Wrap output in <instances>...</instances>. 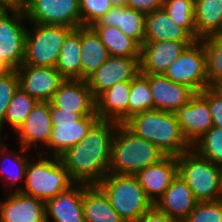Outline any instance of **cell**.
<instances>
[{
  "instance_id": "6da1fadb",
  "label": "cell",
  "mask_w": 222,
  "mask_h": 222,
  "mask_svg": "<svg viewBox=\"0 0 222 222\" xmlns=\"http://www.w3.org/2000/svg\"><path fill=\"white\" fill-rule=\"evenodd\" d=\"M118 124L99 119L81 142L60 156L76 184L98 185L109 173L112 141Z\"/></svg>"
},
{
  "instance_id": "7a4b0ae2",
  "label": "cell",
  "mask_w": 222,
  "mask_h": 222,
  "mask_svg": "<svg viewBox=\"0 0 222 222\" xmlns=\"http://www.w3.org/2000/svg\"><path fill=\"white\" fill-rule=\"evenodd\" d=\"M124 125L138 137L157 146L165 155L179 156L192 148L174 112L155 109L140 112L130 117Z\"/></svg>"
},
{
  "instance_id": "3957f363",
  "label": "cell",
  "mask_w": 222,
  "mask_h": 222,
  "mask_svg": "<svg viewBox=\"0 0 222 222\" xmlns=\"http://www.w3.org/2000/svg\"><path fill=\"white\" fill-rule=\"evenodd\" d=\"M165 156L157 146L138 137L124 124H118L112 141L109 173L136 175Z\"/></svg>"
},
{
  "instance_id": "277c9868",
  "label": "cell",
  "mask_w": 222,
  "mask_h": 222,
  "mask_svg": "<svg viewBox=\"0 0 222 222\" xmlns=\"http://www.w3.org/2000/svg\"><path fill=\"white\" fill-rule=\"evenodd\" d=\"M38 160L29 159L26 166L22 192L42 201L69 190L76 183L72 180L60 157L35 153Z\"/></svg>"
},
{
  "instance_id": "5b68a950",
  "label": "cell",
  "mask_w": 222,
  "mask_h": 222,
  "mask_svg": "<svg viewBox=\"0 0 222 222\" xmlns=\"http://www.w3.org/2000/svg\"><path fill=\"white\" fill-rule=\"evenodd\" d=\"M98 186L124 222L137 221L154 206L135 175L108 173Z\"/></svg>"
},
{
  "instance_id": "8992f818",
  "label": "cell",
  "mask_w": 222,
  "mask_h": 222,
  "mask_svg": "<svg viewBox=\"0 0 222 222\" xmlns=\"http://www.w3.org/2000/svg\"><path fill=\"white\" fill-rule=\"evenodd\" d=\"M177 163L178 174L187 183L198 202L222 199L218 164L202 157L192 148L177 156Z\"/></svg>"
},
{
  "instance_id": "52a82bcc",
  "label": "cell",
  "mask_w": 222,
  "mask_h": 222,
  "mask_svg": "<svg viewBox=\"0 0 222 222\" xmlns=\"http://www.w3.org/2000/svg\"><path fill=\"white\" fill-rule=\"evenodd\" d=\"M50 117L52 130L47 150L38 153L53 157H60L72 146L81 142L99 120L96 113H75L58 107H50Z\"/></svg>"
},
{
  "instance_id": "ba28073f",
  "label": "cell",
  "mask_w": 222,
  "mask_h": 222,
  "mask_svg": "<svg viewBox=\"0 0 222 222\" xmlns=\"http://www.w3.org/2000/svg\"><path fill=\"white\" fill-rule=\"evenodd\" d=\"M25 38V55L22 65L56 67L61 46L73 30L68 26L30 23Z\"/></svg>"
},
{
  "instance_id": "9c48e42d",
  "label": "cell",
  "mask_w": 222,
  "mask_h": 222,
  "mask_svg": "<svg viewBox=\"0 0 222 222\" xmlns=\"http://www.w3.org/2000/svg\"><path fill=\"white\" fill-rule=\"evenodd\" d=\"M163 75L173 82L187 85L195 93L208 88L203 40H195L187 46Z\"/></svg>"
},
{
  "instance_id": "30bf717a",
  "label": "cell",
  "mask_w": 222,
  "mask_h": 222,
  "mask_svg": "<svg viewBox=\"0 0 222 222\" xmlns=\"http://www.w3.org/2000/svg\"><path fill=\"white\" fill-rule=\"evenodd\" d=\"M27 21L23 11L0 10V61L8 70H17L24 62Z\"/></svg>"
},
{
  "instance_id": "8fae6325",
  "label": "cell",
  "mask_w": 222,
  "mask_h": 222,
  "mask_svg": "<svg viewBox=\"0 0 222 222\" xmlns=\"http://www.w3.org/2000/svg\"><path fill=\"white\" fill-rule=\"evenodd\" d=\"M24 13L28 23L81 26L79 0H28Z\"/></svg>"
},
{
  "instance_id": "7c38bea8",
  "label": "cell",
  "mask_w": 222,
  "mask_h": 222,
  "mask_svg": "<svg viewBox=\"0 0 222 222\" xmlns=\"http://www.w3.org/2000/svg\"><path fill=\"white\" fill-rule=\"evenodd\" d=\"M140 58L110 56L87 79V83L96 99L102 92L118 82L132 81L140 72Z\"/></svg>"
},
{
  "instance_id": "4fadbf2b",
  "label": "cell",
  "mask_w": 222,
  "mask_h": 222,
  "mask_svg": "<svg viewBox=\"0 0 222 222\" xmlns=\"http://www.w3.org/2000/svg\"><path fill=\"white\" fill-rule=\"evenodd\" d=\"M16 72L19 87L38 102H50L65 80L56 67L21 65Z\"/></svg>"
},
{
  "instance_id": "5bb4252c",
  "label": "cell",
  "mask_w": 222,
  "mask_h": 222,
  "mask_svg": "<svg viewBox=\"0 0 222 222\" xmlns=\"http://www.w3.org/2000/svg\"><path fill=\"white\" fill-rule=\"evenodd\" d=\"M51 130L50 102L39 101L14 133L18 136L19 146L27 150L34 145L44 149L48 146Z\"/></svg>"
},
{
  "instance_id": "9a60e30c",
  "label": "cell",
  "mask_w": 222,
  "mask_h": 222,
  "mask_svg": "<svg viewBox=\"0 0 222 222\" xmlns=\"http://www.w3.org/2000/svg\"><path fill=\"white\" fill-rule=\"evenodd\" d=\"M175 115L184 137L191 145L213 126L208 102L199 93L180 107Z\"/></svg>"
},
{
  "instance_id": "2e32d148",
  "label": "cell",
  "mask_w": 222,
  "mask_h": 222,
  "mask_svg": "<svg viewBox=\"0 0 222 222\" xmlns=\"http://www.w3.org/2000/svg\"><path fill=\"white\" fill-rule=\"evenodd\" d=\"M50 107L75 113H96V100L84 79H65L53 94Z\"/></svg>"
},
{
  "instance_id": "e0dca14e",
  "label": "cell",
  "mask_w": 222,
  "mask_h": 222,
  "mask_svg": "<svg viewBox=\"0 0 222 222\" xmlns=\"http://www.w3.org/2000/svg\"><path fill=\"white\" fill-rule=\"evenodd\" d=\"M193 42H144L140 52V73L164 74L171 63Z\"/></svg>"
},
{
  "instance_id": "ac0fdd59",
  "label": "cell",
  "mask_w": 222,
  "mask_h": 222,
  "mask_svg": "<svg viewBox=\"0 0 222 222\" xmlns=\"http://www.w3.org/2000/svg\"><path fill=\"white\" fill-rule=\"evenodd\" d=\"M149 86L154 109L166 112L175 113L196 94L187 85L173 82L163 74H149Z\"/></svg>"
},
{
  "instance_id": "d6986e66",
  "label": "cell",
  "mask_w": 222,
  "mask_h": 222,
  "mask_svg": "<svg viewBox=\"0 0 222 222\" xmlns=\"http://www.w3.org/2000/svg\"><path fill=\"white\" fill-rule=\"evenodd\" d=\"M178 174L177 156L166 155L157 163L139 171L135 176L153 204L165 193Z\"/></svg>"
},
{
  "instance_id": "ffe728a7",
  "label": "cell",
  "mask_w": 222,
  "mask_h": 222,
  "mask_svg": "<svg viewBox=\"0 0 222 222\" xmlns=\"http://www.w3.org/2000/svg\"><path fill=\"white\" fill-rule=\"evenodd\" d=\"M9 194L0 201V222H46L45 201L23 192Z\"/></svg>"
},
{
  "instance_id": "44dd1931",
  "label": "cell",
  "mask_w": 222,
  "mask_h": 222,
  "mask_svg": "<svg viewBox=\"0 0 222 222\" xmlns=\"http://www.w3.org/2000/svg\"><path fill=\"white\" fill-rule=\"evenodd\" d=\"M197 202L187 183L177 174L154 206L170 219L183 222L194 210Z\"/></svg>"
},
{
  "instance_id": "7402d4cb",
  "label": "cell",
  "mask_w": 222,
  "mask_h": 222,
  "mask_svg": "<svg viewBox=\"0 0 222 222\" xmlns=\"http://www.w3.org/2000/svg\"><path fill=\"white\" fill-rule=\"evenodd\" d=\"M86 184H75L45 202L46 222H85L83 214V189ZM51 220V221H50Z\"/></svg>"
},
{
  "instance_id": "603a6c76",
  "label": "cell",
  "mask_w": 222,
  "mask_h": 222,
  "mask_svg": "<svg viewBox=\"0 0 222 222\" xmlns=\"http://www.w3.org/2000/svg\"><path fill=\"white\" fill-rule=\"evenodd\" d=\"M131 81H122L102 92L96 100L100 120L124 124L128 120V101Z\"/></svg>"
},
{
  "instance_id": "cb8c5ba5",
  "label": "cell",
  "mask_w": 222,
  "mask_h": 222,
  "mask_svg": "<svg viewBox=\"0 0 222 222\" xmlns=\"http://www.w3.org/2000/svg\"><path fill=\"white\" fill-rule=\"evenodd\" d=\"M195 40L184 27L174 22L163 8L146 14L144 42H194Z\"/></svg>"
},
{
  "instance_id": "d4e9b609",
  "label": "cell",
  "mask_w": 222,
  "mask_h": 222,
  "mask_svg": "<svg viewBox=\"0 0 222 222\" xmlns=\"http://www.w3.org/2000/svg\"><path fill=\"white\" fill-rule=\"evenodd\" d=\"M145 17V14L126 5L113 6L92 26L118 27L126 36L142 46L145 41Z\"/></svg>"
},
{
  "instance_id": "484cf974",
  "label": "cell",
  "mask_w": 222,
  "mask_h": 222,
  "mask_svg": "<svg viewBox=\"0 0 222 222\" xmlns=\"http://www.w3.org/2000/svg\"><path fill=\"white\" fill-rule=\"evenodd\" d=\"M110 55L91 26H81V79L86 80Z\"/></svg>"
},
{
  "instance_id": "4316f807",
  "label": "cell",
  "mask_w": 222,
  "mask_h": 222,
  "mask_svg": "<svg viewBox=\"0 0 222 222\" xmlns=\"http://www.w3.org/2000/svg\"><path fill=\"white\" fill-rule=\"evenodd\" d=\"M19 148L20 149L15 152V151H13V149L12 150L9 149L8 145L6 143L4 144L3 141L0 143V155H1L0 157L4 156V158H0V174H1L0 176H2L0 179L3 180V182H4L3 184H5L4 186H6L5 188L7 189V186H8V189L11 190L10 193L22 192L23 186L21 187L20 185H18V182L19 183L22 182L24 184L26 166H27V164L29 162V158H30V157H28L30 155H26L28 153V151H30V150H27V149L23 148L22 146H19ZM19 153L20 154L25 153V154L20 155ZM8 159L10 160L9 163H11V164L13 163V164L7 165V162H6L5 164L7 166H5L3 163L5 161H8ZM1 161H3V162H1ZM1 163L3 165H1Z\"/></svg>"
},
{
  "instance_id": "83f0119b",
  "label": "cell",
  "mask_w": 222,
  "mask_h": 222,
  "mask_svg": "<svg viewBox=\"0 0 222 222\" xmlns=\"http://www.w3.org/2000/svg\"><path fill=\"white\" fill-rule=\"evenodd\" d=\"M83 214L85 222H124L98 185L83 189Z\"/></svg>"
},
{
  "instance_id": "f1b7e54d",
  "label": "cell",
  "mask_w": 222,
  "mask_h": 222,
  "mask_svg": "<svg viewBox=\"0 0 222 222\" xmlns=\"http://www.w3.org/2000/svg\"><path fill=\"white\" fill-rule=\"evenodd\" d=\"M196 40L222 33V0H195Z\"/></svg>"
},
{
  "instance_id": "f546056e",
  "label": "cell",
  "mask_w": 222,
  "mask_h": 222,
  "mask_svg": "<svg viewBox=\"0 0 222 222\" xmlns=\"http://www.w3.org/2000/svg\"><path fill=\"white\" fill-rule=\"evenodd\" d=\"M81 26L65 38L56 63V69L65 79H81Z\"/></svg>"
},
{
  "instance_id": "4dcf8cb0",
  "label": "cell",
  "mask_w": 222,
  "mask_h": 222,
  "mask_svg": "<svg viewBox=\"0 0 222 222\" xmlns=\"http://www.w3.org/2000/svg\"><path fill=\"white\" fill-rule=\"evenodd\" d=\"M110 56L140 58L141 46L131 37L126 36L118 27L91 26Z\"/></svg>"
},
{
  "instance_id": "1f68e13d",
  "label": "cell",
  "mask_w": 222,
  "mask_h": 222,
  "mask_svg": "<svg viewBox=\"0 0 222 222\" xmlns=\"http://www.w3.org/2000/svg\"><path fill=\"white\" fill-rule=\"evenodd\" d=\"M148 110H154L153 96L149 86V74L139 72L131 81L128 101V119L137 113Z\"/></svg>"
},
{
  "instance_id": "d6a6232c",
  "label": "cell",
  "mask_w": 222,
  "mask_h": 222,
  "mask_svg": "<svg viewBox=\"0 0 222 222\" xmlns=\"http://www.w3.org/2000/svg\"><path fill=\"white\" fill-rule=\"evenodd\" d=\"M37 102L20 87L17 88L4 116V124H9L12 133L25 121Z\"/></svg>"
},
{
  "instance_id": "836d02e7",
  "label": "cell",
  "mask_w": 222,
  "mask_h": 222,
  "mask_svg": "<svg viewBox=\"0 0 222 222\" xmlns=\"http://www.w3.org/2000/svg\"><path fill=\"white\" fill-rule=\"evenodd\" d=\"M206 54L208 87L222 80V33L202 39Z\"/></svg>"
},
{
  "instance_id": "e575fe53",
  "label": "cell",
  "mask_w": 222,
  "mask_h": 222,
  "mask_svg": "<svg viewBox=\"0 0 222 222\" xmlns=\"http://www.w3.org/2000/svg\"><path fill=\"white\" fill-rule=\"evenodd\" d=\"M194 4L195 0H164L162 8L174 22L196 39Z\"/></svg>"
},
{
  "instance_id": "d590c367",
  "label": "cell",
  "mask_w": 222,
  "mask_h": 222,
  "mask_svg": "<svg viewBox=\"0 0 222 222\" xmlns=\"http://www.w3.org/2000/svg\"><path fill=\"white\" fill-rule=\"evenodd\" d=\"M198 154L215 164L222 162V128L212 126L192 145Z\"/></svg>"
},
{
  "instance_id": "8d00e7d4",
  "label": "cell",
  "mask_w": 222,
  "mask_h": 222,
  "mask_svg": "<svg viewBox=\"0 0 222 222\" xmlns=\"http://www.w3.org/2000/svg\"><path fill=\"white\" fill-rule=\"evenodd\" d=\"M19 87L16 70H8L0 74V133L4 129V116L11 99ZM3 128V129H2Z\"/></svg>"
},
{
  "instance_id": "74e56055",
  "label": "cell",
  "mask_w": 222,
  "mask_h": 222,
  "mask_svg": "<svg viewBox=\"0 0 222 222\" xmlns=\"http://www.w3.org/2000/svg\"><path fill=\"white\" fill-rule=\"evenodd\" d=\"M81 26H92L112 7L110 0H79Z\"/></svg>"
},
{
  "instance_id": "f35d334b",
  "label": "cell",
  "mask_w": 222,
  "mask_h": 222,
  "mask_svg": "<svg viewBox=\"0 0 222 222\" xmlns=\"http://www.w3.org/2000/svg\"><path fill=\"white\" fill-rule=\"evenodd\" d=\"M183 222H222V199L197 202L194 210Z\"/></svg>"
},
{
  "instance_id": "ab89813d",
  "label": "cell",
  "mask_w": 222,
  "mask_h": 222,
  "mask_svg": "<svg viewBox=\"0 0 222 222\" xmlns=\"http://www.w3.org/2000/svg\"><path fill=\"white\" fill-rule=\"evenodd\" d=\"M199 94L208 102L213 126L222 128V99L215 95L209 88Z\"/></svg>"
},
{
  "instance_id": "60d3db41",
  "label": "cell",
  "mask_w": 222,
  "mask_h": 222,
  "mask_svg": "<svg viewBox=\"0 0 222 222\" xmlns=\"http://www.w3.org/2000/svg\"><path fill=\"white\" fill-rule=\"evenodd\" d=\"M163 2L164 0H126V6L146 15L162 8Z\"/></svg>"
},
{
  "instance_id": "b9f144b4",
  "label": "cell",
  "mask_w": 222,
  "mask_h": 222,
  "mask_svg": "<svg viewBox=\"0 0 222 222\" xmlns=\"http://www.w3.org/2000/svg\"><path fill=\"white\" fill-rule=\"evenodd\" d=\"M135 222H176V221L170 219L165 213L159 211L155 206H153Z\"/></svg>"
},
{
  "instance_id": "7bdbcfd3",
  "label": "cell",
  "mask_w": 222,
  "mask_h": 222,
  "mask_svg": "<svg viewBox=\"0 0 222 222\" xmlns=\"http://www.w3.org/2000/svg\"><path fill=\"white\" fill-rule=\"evenodd\" d=\"M28 0H0V10L4 11H23Z\"/></svg>"
},
{
  "instance_id": "ee69618b",
  "label": "cell",
  "mask_w": 222,
  "mask_h": 222,
  "mask_svg": "<svg viewBox=\"0 0 222 222\" xmlns=\"http://www.w3.org/2000/svg\"><path fill=\"white\" fill-rule=\"evenodd\" d=\"M215 95L222 99V80L211 84L208 87Z\"/></svg>"
},
{
  "instance_id": "f6af8a7d",
  "label": "cell",
  "mask_w": 222,
  "mask_h": 222,
  "mask_svg": "<svg viewBox=\"0 0 222 222\" xmlns=\"http://www.w3.org/2000/svg\"><path fill=\"white\" fill-rule=\"evenodd\" d=\"M113 6H124L126 5V0H110Z\"/></svg>"
},
{
  "instance_id": "bcb514c9",
  "label": "cell",
  "mask_w": 222,
  "mask_h": 222,
  "mask_svg": "<svg viewBox=\"0 0 222 222\" xmlns=\"http://www.w3.org/2000/svg\"><path fill=\"white\" fill-rule=\"evenodd\" d=\"M8 69L0 61V74L7 72Z\"/></svg>"
},
{
  "instance_id": "7dc6e473",
  "label": "cell",
  "mask_w": 222,
  "mask_h": 222,
  "mask_svg": "<svg viewBox=\"0 0 222 222\" xmlns=\"http://www.w3.org/2000/svg\"><path fill=\"white\" fill-rule=\"evenodd\" d=\"M219 167V171H220V183H221V187H222V162L220 164H218Z\"/></svg>"
},
{
  "instance_id": "c3c4849f",
  "label": "cell",
  "mask_w": 222,
  "mask_h": 222,
  "mask_svg": "<svg viewBox=\"0 0 222 222\" xmlns=\"http://www.w3.org/2000/svg\"><path fill=\"white\" fill-rule=\"evenodd\" d=\"M3 141L2 134L0 133V143Z\"/></svg>"
}]
</instances>
